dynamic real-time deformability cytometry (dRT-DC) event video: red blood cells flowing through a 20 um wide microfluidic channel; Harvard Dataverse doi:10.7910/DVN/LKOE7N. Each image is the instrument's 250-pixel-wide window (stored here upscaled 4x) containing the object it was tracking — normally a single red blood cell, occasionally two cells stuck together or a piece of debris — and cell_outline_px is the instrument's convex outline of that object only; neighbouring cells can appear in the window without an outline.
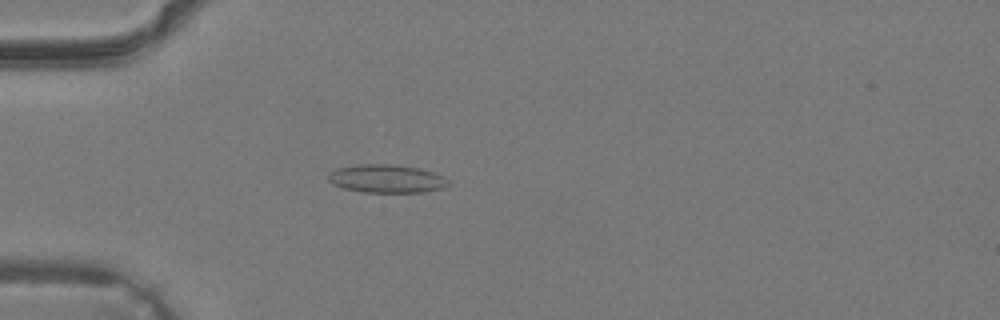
{"species": "common noctule bat (a hibernating species)", "species_latin": "Nyctalus noctula", "temperature_condition": "warm", "stored_images_in_passage": 31, "camera_frame_rate_fps": 3000, "um_per_image_px": 0.085, "animal": {"sex": "male", "body_mass_g": 19.2, "forearm_length_mm": 51.8}, "frame": {"image": 1, "passage_image": 4, "time_ms": 1.0, "image_size_px": [1000, 320], "cell_outline_px": [[452, 184], [444, 188], [424, 192], [364, 192], [344, 188], [328, 180], [328, 176], [336, 168], [360, 164], [396, 164], [420, 168], [444, 176]], "centroid_in_image_um": [32.93, 15.18], "position_along_channel_um": 52.1, "area_um2": 19.77}}
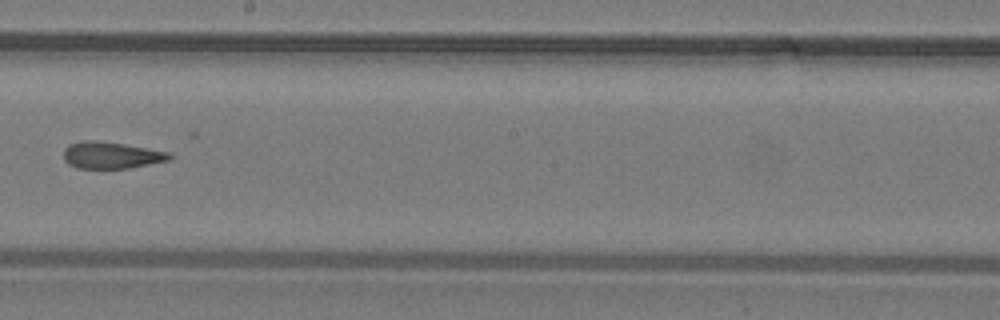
{"frame": {"image": 2, "passage_image": 15, "time_ms": 4.667, "image_size_px": [1000, 320], "cell_outline_px": [[176, 156], [168, 160], [128, 168], [76, 168], [68, 164], [64, 160], [64, 148], [68, 144], [84, 140], [96, 140], [124, 144], [172, 152]], "centroid_in_image_um": [9.47, 13.18], "position_along_channel_um": 238.7, "area_um2": 16.65}}
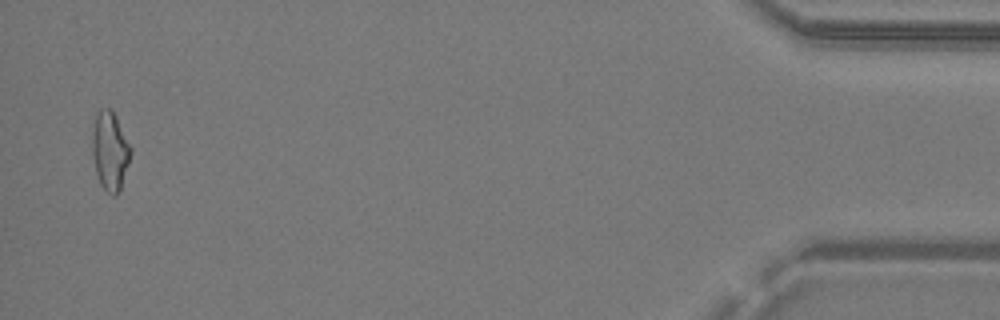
{"frame": {"image": 3, "passage_image": 30, "time_ms": 9.667, "image_size_px": [1000, 320], "cell_outline_px": [[132, 152], [120, 192], [116, 196], [112, 196], [100, 184], [96, 172], [92, 152], [92, 132], [96, 112], [100, 108], [112, 108], [132, 148]], "centroid_in_image_um": [9.36, 12.81], "position_along_channel_um": 425.8, "area_um2": 17.92}}